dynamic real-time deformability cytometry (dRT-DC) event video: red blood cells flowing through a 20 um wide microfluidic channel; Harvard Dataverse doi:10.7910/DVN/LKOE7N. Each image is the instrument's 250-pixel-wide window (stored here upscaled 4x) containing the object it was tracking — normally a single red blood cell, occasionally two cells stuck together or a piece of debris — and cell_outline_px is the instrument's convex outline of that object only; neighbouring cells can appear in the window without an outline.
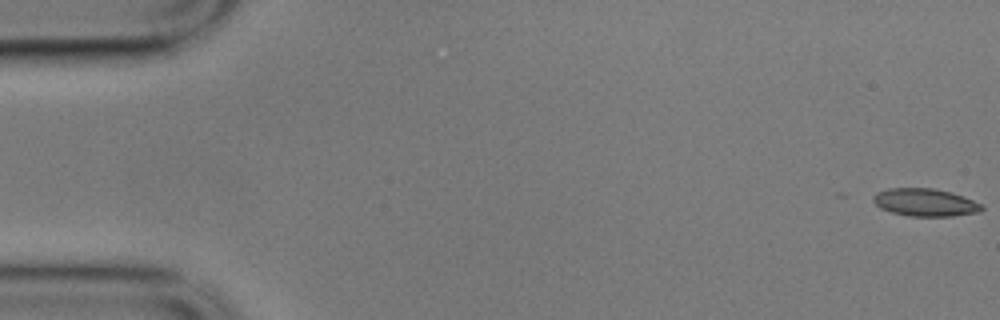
{"species": "common noctule bat (a hibernating species)", "species_latin": "Nyctalus noctula", "temperature_condition": "cold", "stored_images_in_passage": 57, "camera_frame_rate_fps": 3000, "um_per_image_px": 0.085, "animal": {"sex": "male", "body_mass_g": 17.9}, "frame": {"image": 1, "passage_image": 1, "time_ms": 0.0, "image_size_px": [1000, 320], "cell_outline_px": [[984, 208], [980, 212], [952, 216], [908, 216], [892, 212], [880, 208], [872, 200], [872, 196], [876, 192], [888, 188], [932, 188], [952, 192], [964, 196], [980, 204]], "centroid_in_image_um": [78.62, 17.2], "position_along_channel_um": 6.4, "area_um2": 17.57}}
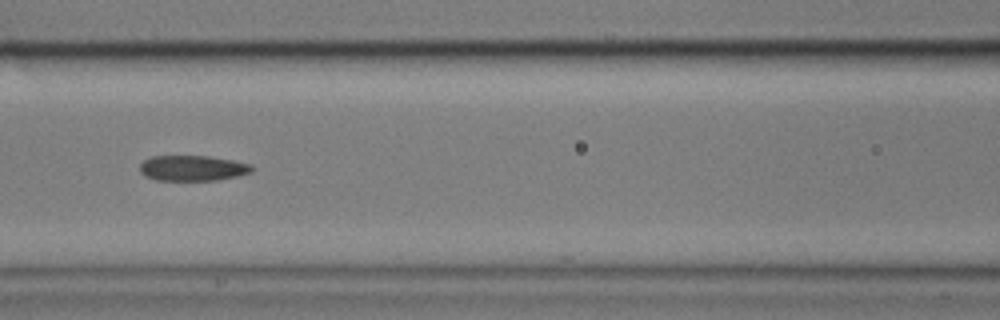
{"frame": {"image": 2, "passage_image": 25, "time_ms": 8.0, "image_size_px": [1000, 320], "cell_outline_px": [[256, 168], [252, 172], [220, 180], [156, 180], [144, 176], [140, 172], [140, 164], [144, 160], [152, 156], [208, 156], [232, 160], [252, 164]], "centroid_in_image_um": [16.39, 14.29], "position_along_channel_um": 150.2, "area_um2": 16.76}}
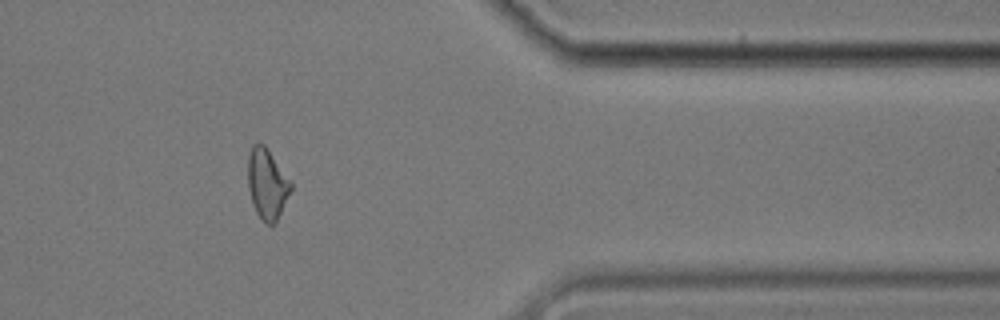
{"frame": {"image": 3, "passage_image": 47, "time_ms": 15.333, "image_size_px": [1000, 320], "cell_outline_px": [[292, 188], [276, 220], [272, 224], [264, 224], [260, 220], [252, 204], [248, 188], [248, 156], [252, 144], [264, 144], [292, 184]], "centroid_in_image_um": [22.66, 15.65], "position_along_channel_um": 388.7, "area_um2": 17.28}, "authors_computed_cell_mechanics": {"area_um2": 17.5712, "velocity_mm_per_s": 3.5338, "shape_relaxation_time_tau1_ms": null, "shape_relaxation_time_tau2_ms": 3.3839, "deformation_change_tau1": null, "deformation_change_tau2": 0.1033}}